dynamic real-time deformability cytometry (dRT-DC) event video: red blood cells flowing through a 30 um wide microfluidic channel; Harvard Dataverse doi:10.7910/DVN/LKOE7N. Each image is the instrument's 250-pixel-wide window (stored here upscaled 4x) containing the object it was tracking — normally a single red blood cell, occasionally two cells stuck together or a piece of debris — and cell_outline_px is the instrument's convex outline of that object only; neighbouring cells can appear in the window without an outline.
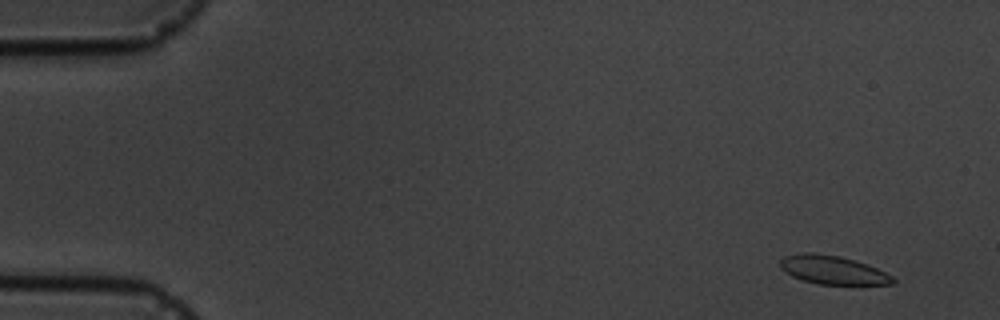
{"species": "common noctule bat (a hibernating species)", "species_latin": "Nyctalus noctula", "temperature_condition": "cold", "stored_images_in_passage": 9, "camera_frame_rate_fps": 3000, "um_per_image_px": 0.085, "animal": {"sex": "male", "body_mass_g": 19.5, "forearm_length_mm": 54.6}, "frame": {"image": 1, "passage_image": 2, "time_ms": 1.0, "image_size_px": [1000, 320], "cell_outline_px": [[896, 284], [820, 284], [804, 280], [792, 276], [780, 268], [780, 260], [784, 256], [804, 252], [812, 252], [840, 256], [856, 260], [868, 264], [892, 276], [896, 280]], "centroid_in_image_um": [70.79, 22.93], "position_along_channel_um": 14.2, "area_um2": 18.73}}
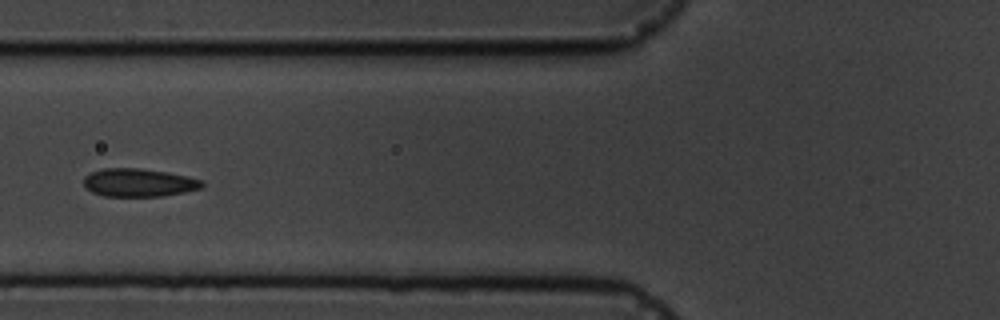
{"frame": {"image": 2, "passage_image": 7, "time_ms": 7.0, "image_size_px": [1000, 320], "cell_outline_px": [[204, 188], [184, 192], [160, 196], [104, 196], [92, 192], [84, 188], [84, 176], [92, 172], [104, 168], [140, 168], [188, 176], [204, 180]], "centroid_in_image_um": [11.81, 15.52], "position_along_channel_um": 114.0, "area_um2": 19.48}}
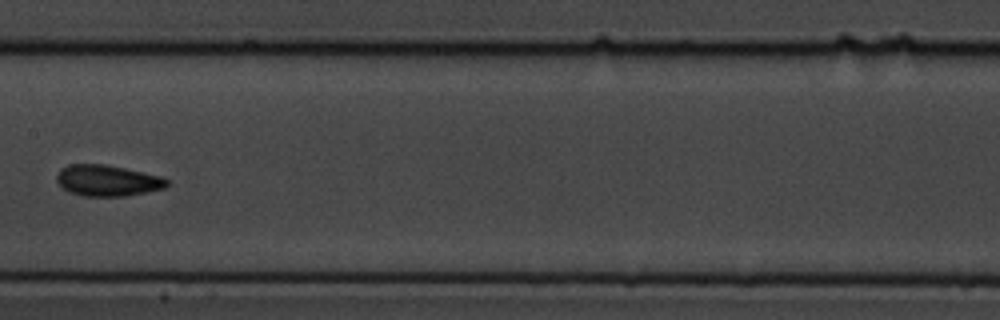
{"frame": {"image": 3, "passage_image": 9, "time_ms": 9.333, "image_size_px": [1000, 320], "cell_outline_px": [[168, 184], [164, 188], [148, 192], [124, 196], [84, 196], [68, 192], [56, 180], [56, 176], [60, 168], [68, 164], [104, 164], [164, 176], [168, 180]], "centroid_in_image_um": [9.14, 15.34], "position_along_channel_um": 198.3, "area_um2": 20.11}}